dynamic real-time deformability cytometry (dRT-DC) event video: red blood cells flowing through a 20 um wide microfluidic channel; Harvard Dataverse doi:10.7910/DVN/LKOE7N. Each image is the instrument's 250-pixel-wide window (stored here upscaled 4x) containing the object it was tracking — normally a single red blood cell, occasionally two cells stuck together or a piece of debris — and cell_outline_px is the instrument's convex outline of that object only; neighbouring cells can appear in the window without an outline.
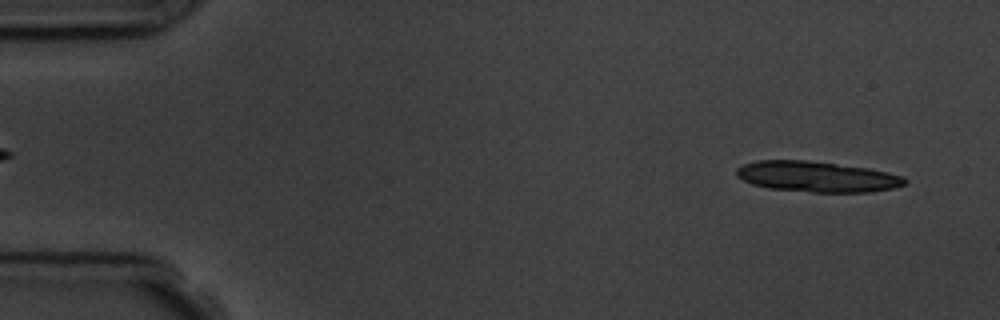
{"species": "common noctule bat (a hibernating species)", "species_latin": "Nyctalus noctula", "temperature_condition": "room temperature", "stored_images_in_passage": 5, "camera_frame_rate_fps": 3000, "um_per_image_px": 0.085, "animal": {"sex": "male", "body_mass_g": 19.5, "forearm_length_mm": 54.6}, "frame": {"image": 1, "passage_image": 1, "time_ms": 0.0, "image_size_px": [1000, 320], "cell_outline_px": [[908, 180], [904, 184], [892, 188], [868, 192], [812, 192], [768, 188], [752, 184], [736, 176], [736, 168], [744, 164], [756, 160], [808, 160], [868, 168], [888, 172], [904, 176]], "centroid_in_image_um": [69.43, 15.01], "position_along_channel_um": 15.6, "area_um2": 30.06}}